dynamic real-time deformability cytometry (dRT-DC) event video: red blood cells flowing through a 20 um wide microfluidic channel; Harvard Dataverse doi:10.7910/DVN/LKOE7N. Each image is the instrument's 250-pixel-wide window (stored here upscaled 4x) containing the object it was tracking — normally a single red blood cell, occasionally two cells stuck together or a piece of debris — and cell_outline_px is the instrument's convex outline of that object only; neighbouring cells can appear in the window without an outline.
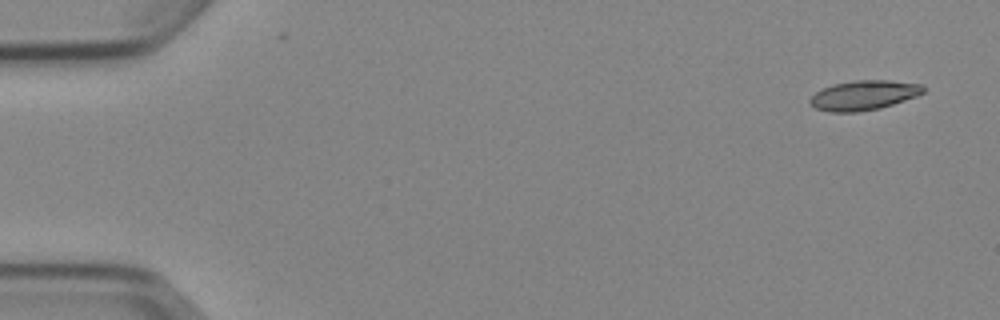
{"species": "Egyptian fruit bat (a non-hibernating species)", "species_latin": "Rousettus aegyptiacus", "temperature_condition": "cold", "stored_images_in_passage": 4, "camera_frame_rate_fps": 3000, "um_per_image_px": 0.085, "animal": {"sex": "female"}, "frame": {"image": 1, "passage_image": 1, "time_ms": 0.0, "image_size_px": [1000, 320], "cell_outline_px": [[924, 92], [916, 96], [880, 108], [860, 112], [828, 112], [816, 108], [808, 100], [816, 92], [832, 84], [856, 80], [888, 80], [924, 84]], "centroid_in_image_um": [73.43, 8.09], "position_along_channel_um": 11.6, "area_um2": 19.54}}
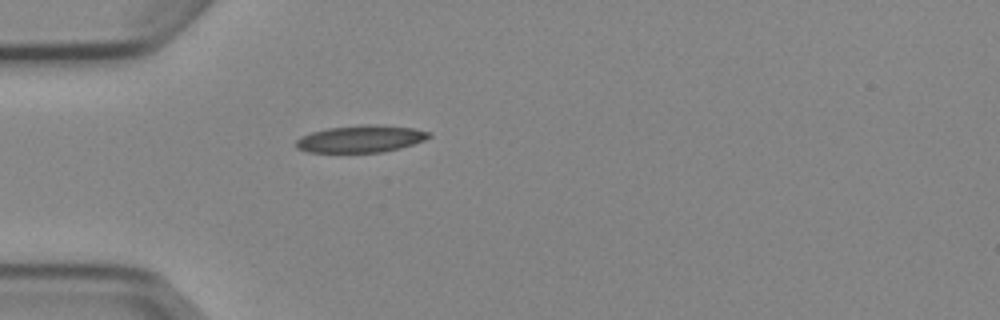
{"frame": {"image": 2, "passage_image": 4, "time_ms": 4.333, "image_size_px": [1000, 320], "cell_outline_px": [[432, 136], [424, 140], [400, 148], [380, 152], [308, 152], [296, 148], [296, 140], [300, 136], [312, 132], [328, 128], [364, 124], [376, 124], [412, 128], [432, 132]], "centroid_in_image_um": [30.67, 11.79], "position_along_channel_um": 54.3, "area_um2": 20.98}}